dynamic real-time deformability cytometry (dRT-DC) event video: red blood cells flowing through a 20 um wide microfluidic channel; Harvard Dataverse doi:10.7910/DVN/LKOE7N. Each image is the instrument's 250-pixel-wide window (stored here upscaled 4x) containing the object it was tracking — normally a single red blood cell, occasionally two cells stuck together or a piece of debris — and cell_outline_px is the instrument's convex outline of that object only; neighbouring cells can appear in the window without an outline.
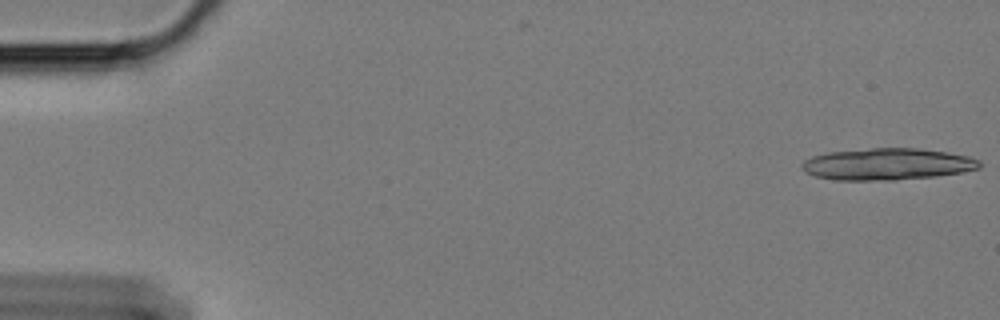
{"species": "Egyptian fruit bat (a non-hibernating species)", "species_latin": "Rousettus aegyptiacus", "temperature_condition": "cold", "stored_images_in_passage": 15, "camera_frame_rate_fps": 3000, "um_per_image_px": 0.085, "animal": {"sex": "female"}, "frame": {"image": 1, "passage_image": 1, "time_ms": 0.0, "image_size_px": [1000, 320], "cell_outline_px": [[980, 168], [964, 172], [936, 176], [896, 180], [836, 180], [816, 176], [804, 172], [800, 168], [800, 164], [804, 160], [812, 156], [828, 152], [872, 148], [920, 148], [968, 156], [980, 160]], "centroid_in_image_um": [75.4, 13.95], "position_along_channel_um": 9.6, "area_um2": 33.0}}